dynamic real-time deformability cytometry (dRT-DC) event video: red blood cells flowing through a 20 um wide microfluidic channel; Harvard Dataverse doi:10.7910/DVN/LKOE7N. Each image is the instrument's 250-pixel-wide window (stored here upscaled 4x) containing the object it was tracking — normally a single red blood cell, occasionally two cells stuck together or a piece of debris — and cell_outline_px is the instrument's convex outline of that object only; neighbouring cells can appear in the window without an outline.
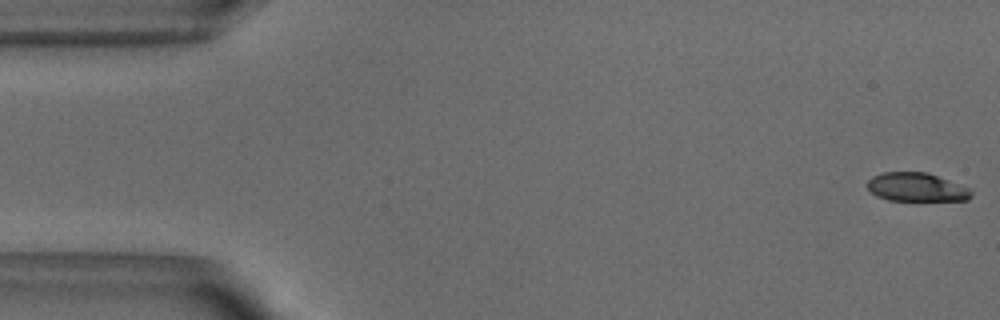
{"species": "common noctule bat (a hibernating species)", "species_latin": "Nyctalus noctula", "temperature_condition": "warm", "stored_images_in_passage": 52, "camera_frame_rate_fps": 3000, "um_per_image_px": 0.085, "animal": {"sex": "male", "body_mass_g": 18.8}, "frame": {"image": 1, "passage_image": 1, "time_ms": 0.0, "image_size_px": [1000, 320], "cell_outline_px": [[972, 196], [968, 200], [888, 200], [876, 196], [868, 188], [868, 180], [872, 176], [884, 172], [928, 172], [972, 188]], "centroid_in_image_um": [77.95, 15.9], "position_along_channel_um": 7.1, "area_um2": 17.46}}
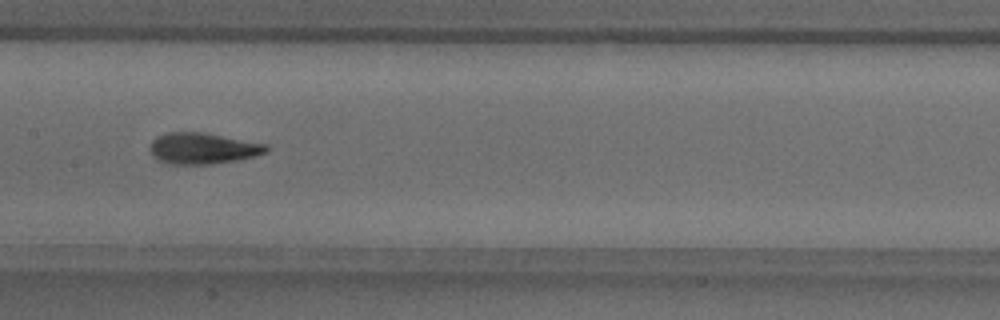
{"frame": {"image": 2, "passage_image": 25, "time_ms": 8.0, "image_size_px": [1000, 320], "cell_outline_px": [[268, 152], [256, 156], [236, 160], [208, 164], [168, 164], [152, 156], [152, 140], [156, 136], [168, 132], [204, 132], [268, 144]], "centroid_in_image_um": [17.27, 12.6], "position_along_channel_um": 190.1, "area_um2": 21.1}}
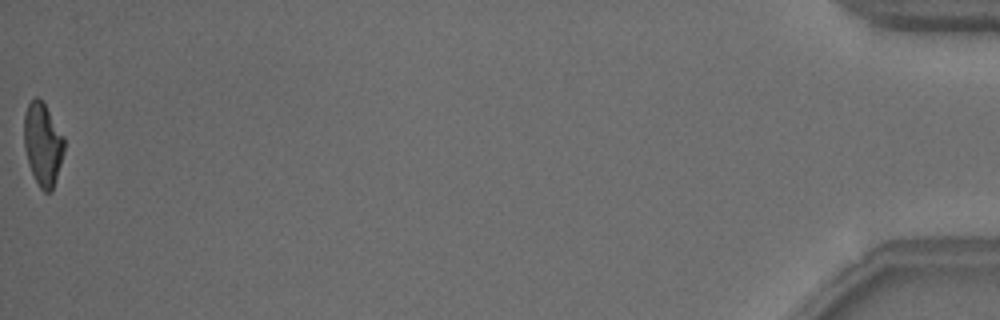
{"frame": {"image": 3, "passage_image": 52, "time_ms": 17.0, "image_size_px": [1000, 320], "cell_outline_px": [[64, 152], [52, 192], [44, 192], [40, 188], [28, 164], [24, 148], [24, 112], [28, 104], [36, 96], [44, 104], [64, 136]], "centroid_in_image_um": [3.63, 12.27], "position_along_channel_um": 431.6, "area_um2": 19.25}, "authors_computed_cell_mechanics": {"area_um2": 20.2011, "velocity_mm_per_s": 3.8445, "shape_relaxation_time_tau1_ms": 4.9414, "shape_relaxation_time_tau2_ms": 1.8115, "deformation_change_tau1": 0.1886, "deformation_change_tau2": 0.0918}}